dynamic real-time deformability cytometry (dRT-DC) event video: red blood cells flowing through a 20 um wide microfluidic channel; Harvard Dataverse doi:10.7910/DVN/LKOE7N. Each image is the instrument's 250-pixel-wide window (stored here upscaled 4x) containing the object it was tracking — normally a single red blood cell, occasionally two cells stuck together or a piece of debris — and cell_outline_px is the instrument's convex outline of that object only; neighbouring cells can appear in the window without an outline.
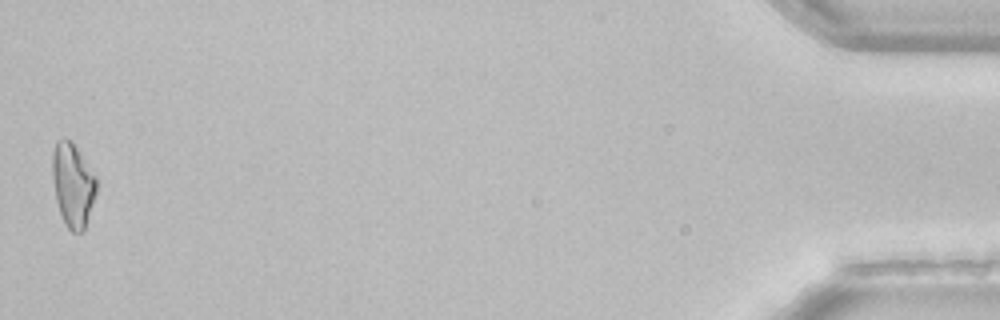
{"species": "common noctule bat (a hibernating species)", "species_latin": "Nyctalus noctula", "temperature_condition": "room temperature", "stored_images_in_passage": 38, "camera_frame_rate_fps": 3000, "um_per_image_px": 0.085, "animal": {"sex": "female", "body_mass_g": 22.7, "forearm_length_mm": 54.2}, "frame": {"image": 1, "passage_image": 38, "time_ms": 12.333, "image_size_px": [1000, 320], "cell_outline_px": [[96, 192], [84, 232], [72, 232], [68, 228], [60, 212], [56, 200], [52, 176], [52, 152], [56, 140], [64, 136], [72, 140], [96, 176]], "centroid_in_image_um": [6.18, 15.66], "position_along_channel_um": 429.0, "area_um2": 21.68}}